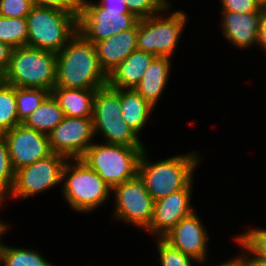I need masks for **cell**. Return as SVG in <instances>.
Instances as JSON below:
<instances>
[{
  "instance_id": "obj_4",
  "label": "cell",
  "mask_w": 266,
  "mask_h": 266,
  "mask_svg": "<svg viewBox=\"0 0 266 266\" xmlns=\"http://www.w3.org/2000/svg\"><path fill=\"white\" fill-rule=\"evenodd\" d=\"M26 21L27 46L55 53L78 32L77 18L58 9L34 5Z\"/></svg>"
},
{
  "instance_id": "obj_26",
  "label": "cell",
  "mask_w": 266,
  "mask_h": 266,
  "mask_svg": "<svg viewBox=\"0 0 266 266\" xmlns=\"http://www.w3.org/2000/svg\"><path fill=\"white\" fill-rule=\"evenodd\" d=\"M49 94L48 90L42 88L15 87L19 122L23 123Z\"/></svg>"
},
{
  "instance_id": "obj_17",
  "label": "cell",
  "mask_w": 266,
  "mask_h": 266,
  "mask_svg": "<svg viewBox=\"0 0 266 266\" xmlns=\"http://www.w3.org/2000/svg\"><path fill=\"white\" fill-rule=\"evenodd\" d=\"M155 57L136 49L108 75L107 84L117 89H134Z\"/></svg>"
},
{
  "instance_id": "obj_44",
  "label": "cell",
  "mask_w": 266,
  "mask_h": 266,
  "mask_svg": "<svg viewBox=\"0 0 266 266\" xmlns=\"http://www.w3.org/2000/svg\"><path fill=\"white\" fill-rule=\"evenodd\" d=\"M4 200H3V196L0 195V206H1V203H3Z\"/></svg>"
},
{
  "instance_id": "obj_15",
  "label": "cell",
  "mask_w": 266,
  "mask_h": 266,
  "mask_svg": "<svg viewBox=\"0 0 266 266\" xmlns=\"http://www.w3.org/2000/svg\"><path fill=\"white\" fill-rule=\"evenodd\" d=\"M137 24L95 44L102 70L108 76L121 62L137 49Z\"/></svg>"
},
{
  "instance_id": "obj_1",
  "label": "cell",
  "mask_w": 266,
  "mask_h": 266,
  "mask_svg": "<svg viewBox=\"0 0 266 266\" xmlns=\"http://www.w3.org/2000/svg\"><path fill=\"white\" fill-rule=\"evenodd\" d=\"M56 56L55 87L98 89L107 85L108 76L100 66L96 46L79 32Z\"/></svg>"
},
{
  "instance_id": "obj_40",
  "label": "cell",
  "mask_w": 266,
  "mask_h": 266,
  "mask_svg": "<svg viewBox=\"0 0 266 266\" xmlns=\"http://www.w3.org/2000/svg\"><path fill=\"white\" fill-rule=\"evenodd\" d=\"M217 266H244L237 258H233L225 263H222L220 265H217Z\"/></svg>"
},
{
  "instance_id": "obj_2",
  "label": "cell",
  "mask_w": 266,
  "mask_h": 266,
  "mask_svg": "<svg viewBox=\"0 0 266 266\" xmlns=\"http://www.w3.org/2000/svg\"><path fill=\"white\" fill-rule=\"evenodd\" d=\"M194 153L196 152L150 163L145 149L143 150L138 173L145 180L146 189L154 201L184 189L193 180L195 167L200 160Z\"/></svg>"
},
{
  "instance_id": "obj_30",
  "label": "cell",
  "mask_w": 266,
  "mask_h": 266,
  "mask_svg": "<svg viewBox=\"0 0 266 266\" xmlns=\"http://www.w3.org/2000/svg\"><path fill=\"white\" fill-rule=\"evenodd\" d=\"M129 12L137 19H146L159 14L171 5L168 0H125Z\"/></svg>"
},
{
  "instance_id": "obj_14",
  "label": "cell",
  "mask_w": 266,
  "mask_h": 266,
  "mask_svg": "<svg viewBox=\"0 0 266 266\" xmlns=\"http://www.w3.org/2000/svg\"><path fill=\"white\" fill-rule=\"evenodd\" d=\"M201 219L195 211L180 220L162 238L182 253L191 256L199 262H204L207 256L208 236Z\"/></svg>"
},
{
  "instance_id": "obj_37",
  "label": "cell",
  "mask_w": 266,
  "mask_h": 266,
  "mask_svg": "<svg viewBox=\"0 0 266 266\" xmlns=\"http://www.w3.org/2000/svg\"><path fill=\"white\" fill-rule=\"evenodd\" d=\"M125 0H100L99 4L107 10L129 11Z\"/></svg>"
},
{
  "instance_id": "obj_28",
  "label": "cell",
  "mask_w": 266,
  "mask_h": 266,
  "mask_svg": "<svg viewBox=\"0 0 266 266\" xmlns=\"http://www.w3.org/2000/svg\"><path fill=\"white\" fill-rule=\"evenodd\" d=\"M1 260L4 266H52L37 251L6 245Z\"/></svg>"
},
{
  "instance_id": "obj_9",
  "label": "cell",
  "mask_w": 266,
  "mask_h": 266,
  "mask_svg": "<svg viewBox=\"0 0 266 266\" xmlns=\"http://www.w3.org/2000/svg\"><path fill=\"white\" fill-rule=\"evenodd\" d=\"M112 192L116 201L113 216L146 230L153 217L154 200L140 174L115 186Z\"/></svg>"
},
{
  "instance_id": "obj_31",
  "label": "cell",
  "mask_w": 266,
  "mask_h": 266,
  "mask_svg": "<svg viewBox=\"0 0 266 266\" xmlns=\"http://www.w3.org/2000/svg\"><path fill=\"white\" fill-rule=\"evenodd\" d=\"M158 252L161 266H193L192 260L197 261L189 255L171 246L163 238H158Z\"/></svg>"
},
{
  "instance_id": "obj_10",
  "label": "cell",
  "mask_w": 266,
  "mask_h": 266,
  "mask_svg": "<svg viewBox=\"0 0 266 266\" xmlns=\"http://www.w3.org/2000/svg\"><path fill=\"white\" fill-rule=\"evenodd\" d=\"M66 161L64 156L52 153L45 159L20 168L15 172L14 184L3 200L8 196L25 199L62 183V171Z\"/></svg>"
},
{
  "instance_id": "obj_13",
  "label": "cell",
  "mask_w": 266,
  "mask_h": 266,
  "mask_svg": "<svg viewBox=\"0 0 266 266\" xmlns=\"http://www.w3.org/2000/svg\"><path fill=\"white\" fill-rule=\"evenodd\" d=\"M191 181L184 189L173 192L158 201H154L153 217L146 229L158 238H162L180 220L190 216L194 211L190 205Z\"/></svg>"
},
{
  "instance_id": "obj_33",
  "label": "cell",
  "mask_w": 266,
  "mask_h": 266,
  "mask_svg": "<svg viewBox=\"0 0 266 266\" xmlns=\"http://www.w3.org/2000/svg\"><path fill=\"white\" fill-rule=\"evenodd\" d=\"M34 5L58 9L68 14L74 15L77 19L79 17L81 6L76 0H33Z\"/></svg>"
},
{
  "instance_id": "obj_42",
  "label": "cell",
  "mask_w": 266,
  "mask_h": 266,
  "mask_svg": "<svg viewBox=\"0 0 266 266\" xmlns=\"http://www.w3.org/2000/svg\"><path fill=\"white\" fill-rule=\"evenodd\" d=\"M76 2L82 7L87 2V0H76Z\"/></svg>"
},
{
  "instance_id": "obj_38",
  "label": "cell",
  "mask_w": 266,
  "mask_h": 266,
  "mask_svg": "<svg viewBox=\"0 0 266 266\" xmlns=\"http://www.w3.org/2000/svg\"><path fill=\"white\" fill-rule=\"evenodd\" d=\"M244 266H266V260H239Z\"/></svg>"
},
{
  "instance_id": "obj_5",
  "label": "cell",
  "mask_w": 266,
  "mask_h": 266,
  "mask_svg": "<svg viewBox=\"0 0 266 266\" xmlns=\"http://www.w3.org/2000/svg\"><path fill=\"white\" fill-rule=\"evenodd\" d=\"M73 162L67 159L62 171L63 195L74 211L91 212L106 202L112 189L82 159Z\"/></svg>"
},
{
  "instance_id": "obj_23",
  "label": "cell",
  "mask_w": 266,
  "mask_h": 266,
  "mask_svg": "<svg viewBox=\"0 0 266 266\" xmlns=\"http://www.w3.org/2000/svg\"><path fill=\"white\" fill-rule=\"evenodd\" d=\"M94 132L101 133L105 143L129 147H144L139 136L125 123L94 124Z\"/></svg>"
},
{
  "instance_id": "obj_18",
  "label": "cell",
  "mask_w": 266,
  "mask_h": 266,
  "mask_svg": "<svg viewBox=\"0 0 266 266\" xmlns=\"http://www.w3.org/2000/svg\"><path fill=\"white\" fill-rule=\"evenodd\" d=\"M170 66V58L156 56L145 70L140 83L134 88L154 107L168 82Z\"/></svg>"
},
{
  "instance_id": "obj_32",
  "label": "cell",
  "mask_w": 266,
  "mask_h": 266,
  "mask_svg": "<svg viewBox=\"0 0 266 266\" xmlns=\"http://www.w3.org/2000/svg\"><path fill=\"white\" fill-rule=\"evenodd\" d=\"M33 0H0V15L7 18H27Z\"/></svg>"
},
{
  "instance_id": "obj_6",
  "label": "cell",
  "mask_w": 266,
  "mask_h": 266,
  "mask_svg": "<svg viewBox=\"0 0 266 266\" xmlns=\"http://www.w3.org/2000/svg\"><path fill=\"white\" fill-rule=\"evenodd\" d=\"M144 147L92 144L81 159L113 189L138 173Z\"/></svg>"
},
{
  "instance_id": "obj_21",
  "label": "cell",
  "mask_w": 266,
  "mask_h": 266,
  "mask_svg": "<svg viewBox=\"0 0 266 266\" xmlns=\"http://www.w3.org/2000/svg\"><path fill=\"white\" fill-rule=\"evenodd\" d=\"M122 119L138 135L155 107L135 89H120Z\"/></svg>"
},
{
  "instance_id": "obj_12",
  "label": "cell",
  "mask_w": 266,
  "mask_h": 266,
  "mask_svg": "<svg viewBox=\"0 0 266 266\" xmlns=\"http://www.w3.org/2000/svg\"><path fill=\"white\" fill-rule=\"evenodd\" d=\"M15 171L52 154L48 135L20 123L2 134Z\"/></svg>"
},
{
  "instance_id": "obj_43",
  "label": "cell",
  "mask_w": 266,
  "mask_h": 266,
  "mask_svg": "<svg viewBox=\"0 0 266 266\" xmlns=\"http://www.w3.org/2000/svg\"><path fill=\"white\" fill-rule=\"evenodd\" d=\"M3 81V74L0 72V83Z\"/></svg>"
},
{
  "instance_id": "obj_27",
  "label": "cell",
  "mask_w": 266,
  "mask_h": 266,
  "mask_svg": "<svg viewBox=\"0 0 266 266\" xmlns=\"http://www.w3.org/2000/svg\"><path fill=\"white\" fill-rule=\"evenodd\" d=\"M236 240L245 250L238 255V260H266V229L256 228L239 235ZM253 255L247 256V252Z\"/></svg>"
},
{
  "instance_id": "obj_25",
  "label": "cell",
  "mask_w": 266,
  "mask_h": 266,
  "mask_svg": "<svg viewBox=\"0 0 266 266\" xmlns=\"http://www.w3.org/2000/svg\"><path fill=\"white\" fill-rule=\"evenodd\" d=\"M26 18H7L0 15V42L12 48L27 46Z\"/></svg>"
},
{
  "instance_id": "obj_39",
  "label": "cell",
  "mask_w": 266,
  "mask_h": 266,
  "mask_svg": "<svg viewBox=\"0 0 266 266\" xmlns=\"http://www.w3.org/2000/svg\"><path fill=\"white\" fill-rule=\"evenodd\" d=\"M9 225L4 222L2 223V220L0 221V238L3 236L4 232L8 230ZM4 244H1L0 242V260L2 259V253L4 249Z\"/></svg>"
},
{
  "instance_id": "obj_19",
  "label": "cell",
  "mask_w": 266,
  "mask_h": 266,
  "mask_svg": "<svg viewBox=\"0 0 266 266\" xmlns=\"http://www.w3.org/2000/svg\"><path fill=\"white\" fill-rule=\"evenodd\" d=\"M96 90L54 87L51 94L61 107L64 117L87 118L93 115Z\"/></svg>"
},
{
  "instance_id": "obj_7",
  "label": "cell",
  "mask_w": 266,
  "mask_h": 266,
  "mask_svg": "<svg viewBox=\"0 0 266 266\" xmlns=\"http://www.w3.org/2000/svg\"><path fill=\"white\" fill-rule=\"evenodd\" d=\"M157 14L138 20L137 49L159 57H171L179 42L186 14L176 11L163 18Z\"/></svg>"
},
{
  "instance_id": "obj_16",
  "label": "cell",
  "mask_w": 266,
  "mask_h": 266,
  "mask_svg": "<svg viewBox=\"0 0 266 266\" xmlns=\"http://www.w3.org/2000/svg\"><path fill=\"white\" fill-rule=\"evenodd\" d=\"M223 20V35L230 43L238 48L258 44L259 12L233 13L221 11Z\"/></svg>"
},
{
  "instance_id": "obj_29",
  "label": "cell",
  "mask_w": 266,
  "mask_h": 266,
  "mask_svg": "<svg viewBox=\"0 0 266 266\" xmlns=\"http://www.w3.org/2000/svg\"><path fill=\"white\" fill-rule=\"evenodd\" d=\"M15 170L12 166L5 138L0 135V195L5 196L15 181Z\"/></svg>"
},
{
  "instance_id": "obj_22",
  "label": "cell",
  "mask_w": 266,
  "mask_h": 266,
  "mask_svg": "<svg viewBox=\"0 0 266 266\" xmlns=\"http://www.w3.org/2000/svg\"><path fill=\"white\" fill-rule=\"evenodd\" d=\"M63 118L64 114L61 107L50 93L23 124L48 135Z\"/></svg>"
},
{
  "instance_id": "obj_11",
  "label": "cell",
  "mask_w": 266,
  "mask_h": 266,
  "mask_svg": "<svg viewBox=\"0 0 266 266\" xmlns=\"http://www.w3.org/2000/svg\"><path fill=\"white\" fill-rule=\"evenodd\" d=\"M95 137L92 117H64L48 134L52 153L66 159H81Z\"/></svg>"
},
{
  "instance_id": "obj_36",
  "label": "cell",
  "mask_w": 266,
  "mask_h": 266,
  "mask_svg": "<svg viewBox=\"0 0 266 266\" xmlns=\"http://www.w3.org/2000/svg\"><path fill=\"white\" fill-rule=\"evenodd\" d=\"M13 49L10 45L0 42V72L2 74L8 68Z\"/></svg>"
},
{
  "instance_id": "obj_8",
  "label": "cell",
  "mask_w": 266,
  "mask_h": 266,
  "mask_svg": "<svg viewBox=\"0 0 266 266\" xmlns=\"http://www.w3.org/2000/svg\"><path fill=\"white\" fill-rule=\"evenodd\" d=\"M139 19L129 11L107 10L99 3L86 2L77 19L78 32L94 45L133 28Z\"/></svg>"
},
{
  "instance_id": "obj_24",
  "label": "cell",
  "mask_w": 266,
  "mask_h": 266,
  "mask_svg": "<svg viewBox=\"0 0 266 266\" xmlns=\"http://www.w3.org/2000/svg\"><path fill=\"white\" fill-rule=\"evenodd\" d=\"M20 124L17 113L15 86L0 83V135Z\"/></svg>"
},
{
  "instance_id": "obj_34",
  "label": "cell",
  "mask_w": 266,
  "mask_h": 266,
  "mask_svg": "<svg viewBox=\"0 0 266 266\" xmlns=\"http://www.w3.org/2000/svg\"><path fill=\"white\" fill-rule=\"evenodd\" d=\"M222 11L233 13H252L259 12L260 6L255 0H220Z\"/></svg>"
},
{
  "instance_id": "obj_41",
  "label": "cell",
  "mask_w": 266,
  "mask_h": 266,
  "mask_svg": "<svg viewBox=\"0 0 266 266\" xmlns=\"http://www.w3.org/2000/svg\"><path fill=\"white\" fill-rule=\"evenodd\" d=\"M260 7H266V0H255Z\"/></svg>"
},
{
  "instance_id": "obj_20",
  "label": "cell",
  "mask_w": 266,
  "mask_h": 266,
  "mask_svg": "<svg viewBox=\"0 0 266 266\" xmlns=\"http://www.w3.org/2000/svg\"><path fill=\"white\" fill-rule=\"evenodd\" d=\"M120 106V89L108 84L98 88L93 102V124L122 123Z\"/></svg>"
},
{
  "instance_id": "obj_35",
  "label": "cell",
  "mask_w": 266,
  "mask_h": 266,
  "mask_svg": "<svg viewBox=\"0 0 266 266\" xmlns=\"http://www.w3.org/2000/svg\"><path fill=\"white\" fill-rule=\"evenodd\" d=\"M258 45L266 52V7H261L259 11Z\"/></svg>"
},
{
  "instance_id": "obj_3",
  "label": "cell",
  "mask_w": 266,
  "mask_h": 266,
  "mask_svg": "<svg viewBox=\"0 0 266 266\" xmlns=\"http://www.w3.org/2000/svg\"><path fill=\"white\" fill-rule=\"evenodd\" d=\"M55 52L28 46L13 49L3 82L15 87L42 88L50 93L56 84Z\"/></svg>"
}]
</instances>
